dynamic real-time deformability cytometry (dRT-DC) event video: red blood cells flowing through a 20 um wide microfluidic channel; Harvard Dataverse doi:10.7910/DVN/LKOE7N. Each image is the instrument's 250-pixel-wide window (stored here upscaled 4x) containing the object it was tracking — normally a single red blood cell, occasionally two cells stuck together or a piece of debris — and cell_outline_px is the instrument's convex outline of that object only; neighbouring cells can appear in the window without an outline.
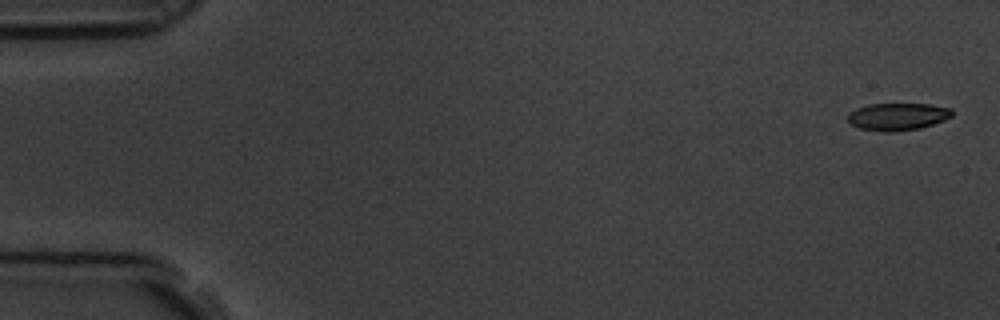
{"species": "common noctule bat (a hibernating species)", "species_latin": "Nyctalus noctula", "temperature_condition": "room temperature", "stored_images_in_passage": 10, "camera_frame_rate_fps": 3000, "um_per_image_px": 0.085, "animal": {"sex": "male", "body_mass_g": 19.5, "forearm_length_mm": 54.6}, "frame": {"image": 1, "passage_image": 1, "time_ms": 0.0, "image_size_px": [1000, 320], "cell_outline_px": [[952, 116], [944, 120], [920, 128], [892, 132], [884, 132], [860, 128], [852, 124], [848, 120], [848, 116], [856, 108], [868, 104], [928, 104], [952, 108]], "centroid_in_image_um": [76.32, 9.91], "position_along_channel_um": 8.7, "area_um2": 16.47}}
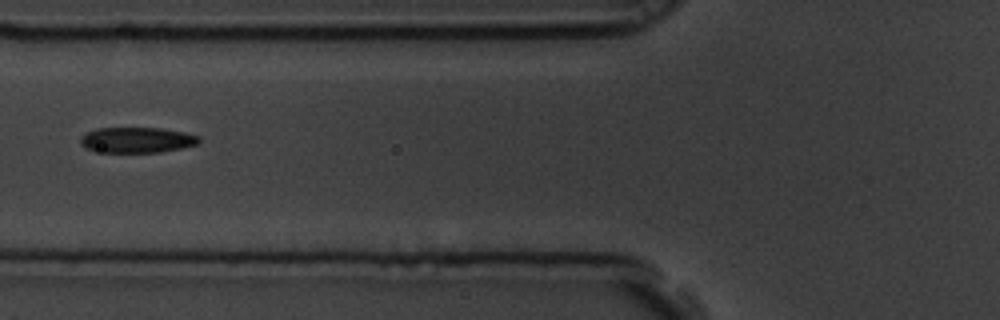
{"frame": {"image": 2, "passage_image": 7, "time_ms": 2.0, "image_size_px": [1000, 320], "cell_outline_px": [[200, 144], [160, 152], [104, 152], [84, 148], [80, 144], [80, 136], [96, 128], [160, 128], [184, 132], [200, 136]], "centroid_in_image_um": [11.64, 11.89], "position_along_channel_um": 114.2, "area_um2": 17.69}}
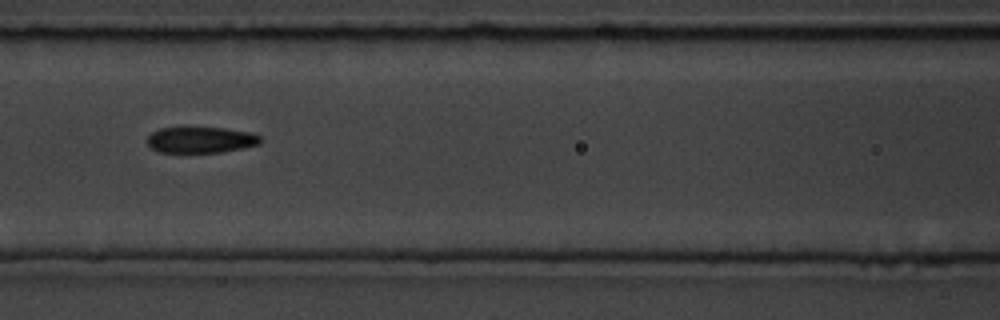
{"frame": {"image": 3, "passage_image": 8, "time_ms": 2.333, "image_size_px": [1000, 320], "cell_outline_px": [[260, 144], [220, 152], [160, 152], [152, 148], [148, 144], [148, 136], [152, 132], [160, 128], [180, 124], [224, 128], [252, 132], [260, 136]], "centroid_in_image_um": [17.02, 11.83], "position_along_channel_um": 149.6, "area_um2": 17.86}}